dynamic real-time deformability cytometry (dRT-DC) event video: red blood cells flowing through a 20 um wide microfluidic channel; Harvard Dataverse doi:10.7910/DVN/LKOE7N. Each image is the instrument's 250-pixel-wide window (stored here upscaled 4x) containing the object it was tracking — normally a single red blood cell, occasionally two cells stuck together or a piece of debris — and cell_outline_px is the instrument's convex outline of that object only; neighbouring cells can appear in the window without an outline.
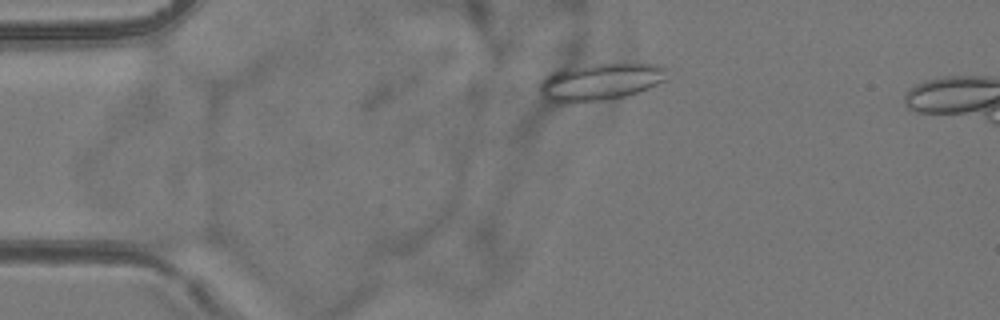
{"species": "common noctule bat (a hibernating species)", "species_latin": "Nyctalus noctula", "temperature_condition": "room temperature", "stored_images_in_passage": 57, "camera_frame_rate_fps": 3000, "um_per_image_px": 0.085, "animal": {"sex": "female", "body_mass_g": 24.6, "forearm_length_mm": 56.2}, "frame": {"image": 1, "passage_image": 13, "time_ms": 4.0, "image_size_px": [1000, 320], "cell_outline_px": [[668, 68], [664, 80], [648, 88], [624, 96], [576, 104], [556, 104], [544, 96], [540, 88], [540, 84], [552, 72], [560, 68], [592, 64], [652, 64]], "centroid_in_image_um": [50.97, 6.96], "position_along_channel_um": 34.0, "area_um2": 27.4}}
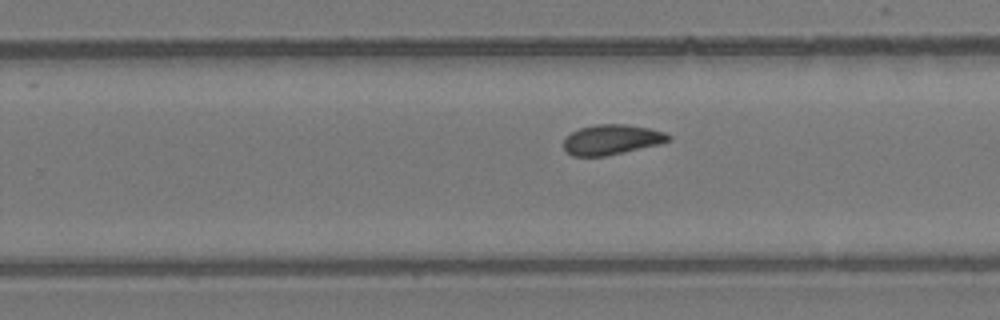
{"frame": {"image": 2, "passage_image": 36, "time_ms": 11.667, "image_size_px": [1000, 320], "cell_outline_px": [[672, 140], [660, 144], [624, 152], [604, 156], [572, 156], [564, 148], [564, 136], [580, 128], [596, 124], [628, 124], [648, 128], [664, 132], [672, 136]], "centroid_in_image_um": [52.0, 11.86], "position_along_channel_um": 277.8, "area_um2": 18.44}}
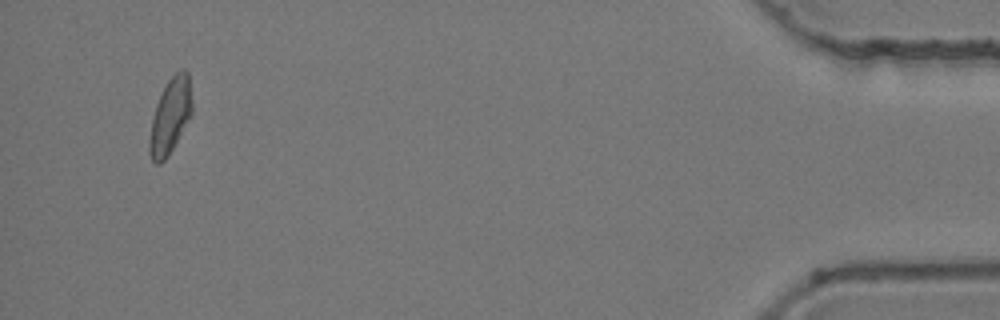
{"frame": {"image": 3, "passage_image": 54, "time_ms": 17.667, "image_size_px": [1000, 320], "cell_outline_px": [[192, 112], [168, 156], [160, 164], [156, 164], [152, 160], [148, 152], [148, 140], [152, 116], [156, 104], [168, 80], [180, 68], [184, 68], [188, 72], [192, 100]], "centroid_in_image_um": [14.45, 9.86], "position_along_channel_um": 420.8, "area_um2": 18.67}, "authors_computed_cell_mechanics": {"area_um2": 18.6694, "velocity_mm_per_s": 3.7485, "shape_relaxation_time_tau1_ms": null, "shape_relaxation_time_tau2_ms": 2.2999, "deformation_change_tau1": null, "deformation_change_tau2": 0.0643}}